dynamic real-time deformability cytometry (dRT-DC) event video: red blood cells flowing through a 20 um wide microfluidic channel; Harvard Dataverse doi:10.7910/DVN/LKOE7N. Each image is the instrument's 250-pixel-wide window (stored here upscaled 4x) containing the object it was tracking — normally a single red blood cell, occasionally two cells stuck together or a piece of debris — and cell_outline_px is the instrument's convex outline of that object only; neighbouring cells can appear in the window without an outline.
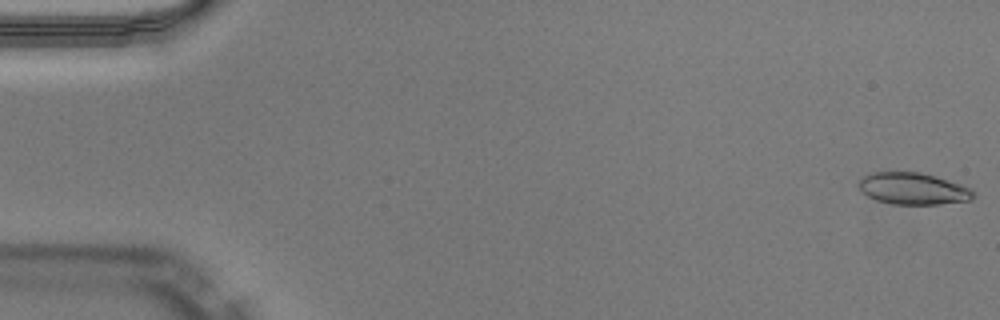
{"species": "Egyptian fruit bat (a non-hibernating species)", "species_latin": "Rousettus aegyptiacus", "temperature_condition": "warm", "stored_images_in_passage": 50, "camera_frame_rate_fps": 3000, "um_per_image_px": 0.085, "animal": {"sex": "male"}, "frame": {"image": 1, "passage_image": 1, "time_ms": 0.0, "image_size_px": [1000, 320], "cell_outline_px": [[976, 196], [972, 200], [940, 204], [892, 204], [876, 200], [860, 192], [860, 180], [864, 176], [872, 172], [920, 172], [936, 176], [972, 188], [976, 192]], "centroid_in_image_um": [77.66, 16.04], "position_along_channel_um": 7.3, "area_um2": 21.39}}
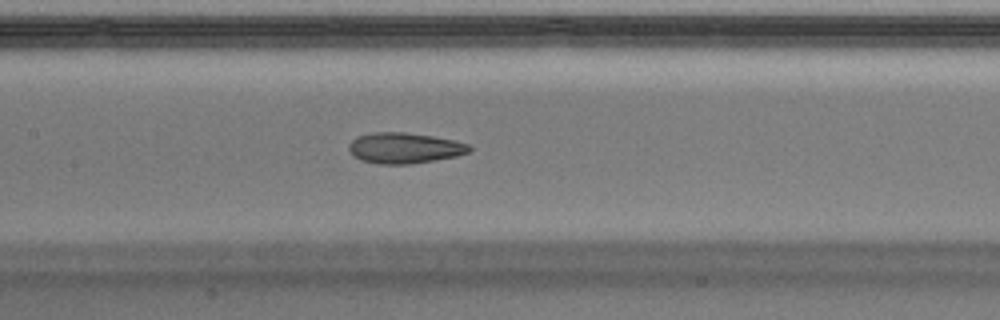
{"frame": {"image": 2, "passage_image": 24, "time_ms": 7.667, "image_size_px": [1000, 320], "cell_outline_px": [[472, 148], [468, 152], [456, 156], [436, 160], [412, 164], [380, 164], [360, 160], [348, 148], [348, 144], [356, 136], [376, 132], [404, 132], [432, 136], [456, 140], [468, 144]], "centroid_in_image_um": [34.39, 12.58], "position_along_channel_um": 173.0, "area_um2": 21.56}}
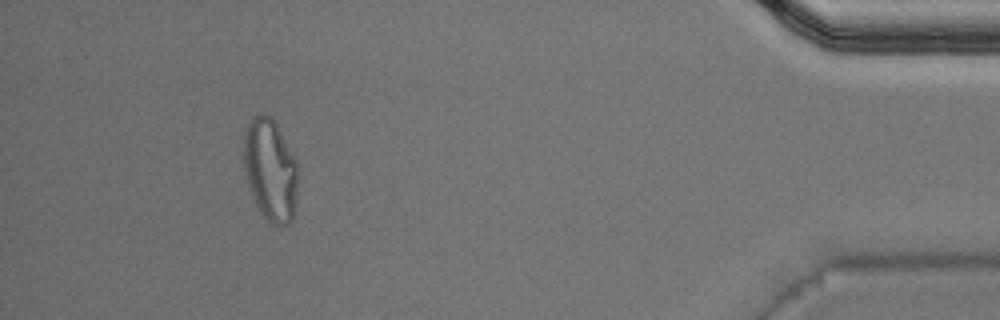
{"frame": {"image": 3, "passage_image": 46, "time_ms": 15.0, "image_size_px": [1000, 320], "cell_outline_px": [[296, 196], [292, 220], [284, 224], [272, 224], [260, 212], [252, 196], [248, 184], [244, 168], [244, 132], [252, 116], [256, 112], [264, 112], [272, 116], [296, 160]], "centroid_in_image_um": [22.94, 14.37], "position_along_channel_um": 412.3, "area_um2": 32.08}, "authors_computed_cell_mechanics": {"area_um2": 21.8773, "velocity_mm_per_s": 4.0656, "shape_relaxation_time_tau1_ms": null, "shape_relaxation_time_tau2_ms": 1.7237, "deformation_change_tau1": null, "deformation_change_tau2": 0.0804}}